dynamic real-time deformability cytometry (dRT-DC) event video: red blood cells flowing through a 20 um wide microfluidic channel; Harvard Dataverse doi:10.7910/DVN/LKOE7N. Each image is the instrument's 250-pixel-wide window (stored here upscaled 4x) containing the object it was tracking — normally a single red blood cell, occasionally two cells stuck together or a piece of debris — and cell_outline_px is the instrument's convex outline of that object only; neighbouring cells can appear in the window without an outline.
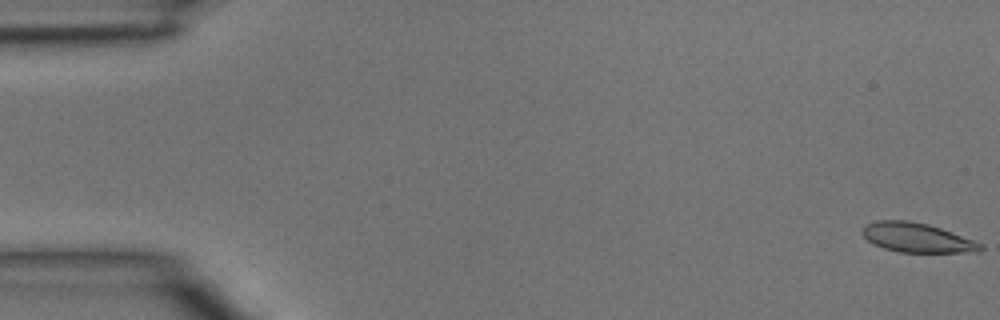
{"species": "common noctule bat (a hibernating species)", "species_latin": "Nyctalus noctula", "temperature_condition": "room temperature", "stored_images_in_passage": 9, "camera_frame_rate_fps": 3000, "um_per_image_px": 0.085, "animal": {"sex": "male", "body_mass_g": 15.6}, "frame": {"image": 1, "passage_image": 1, "time_ms": 0.0, "image_size_px": [1000, 320], "cell_outline_px": [[984, 248], [980, 252], [900, 252], [884, 248], [872, 244], [860, 232], [860, 228], [876, 220], [908, 220], [928, 224], [940, 228], [984, 244]], "centroid_in_image_um": [77.93, 20.2], "position_along_channel_um": 7.1, "area_um2": 20.29}}